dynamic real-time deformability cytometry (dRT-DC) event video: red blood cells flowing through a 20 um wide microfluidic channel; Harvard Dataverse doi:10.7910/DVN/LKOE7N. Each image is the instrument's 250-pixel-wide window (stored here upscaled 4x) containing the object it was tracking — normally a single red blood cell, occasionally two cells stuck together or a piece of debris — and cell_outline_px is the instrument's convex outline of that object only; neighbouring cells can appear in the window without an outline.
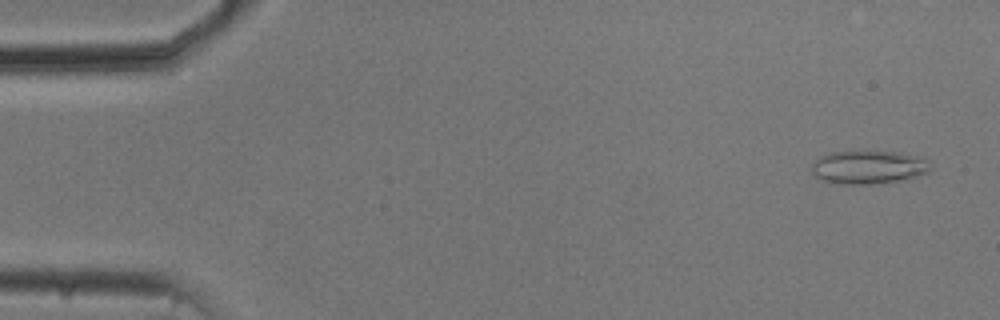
{"species": "common noctule bat (a hibernating species)", "species_latin": "Nyctalus noctula", "temperature_condition": "cold", "stored_images_in_passage": 8, "camera_frame_rate_fps": 3000, "um_per_image_px": 0.085, "animal": {"sex": "male", "body_mass_g": 20.5, "forearm_length_mm": 52.5}, "frame": {"image": 1, "passage_image": 3, "time_ms": 0.667, "image_size_px": [1000, 320], "cell_outline_px": [[932, 168], [928, 172], [916, 176], [900, 180], [872, 184], [836, 184], [824, 180], [816, 176], [812, 172], [812, 164], [820, 156], [828, 152], [864, 148], [900, 152], [924, 156], [932, 164]], "centroid_in_image_um": [73.85, 14.14], "position_along_channel_um": 11.1, "area_um2": 24.22}}